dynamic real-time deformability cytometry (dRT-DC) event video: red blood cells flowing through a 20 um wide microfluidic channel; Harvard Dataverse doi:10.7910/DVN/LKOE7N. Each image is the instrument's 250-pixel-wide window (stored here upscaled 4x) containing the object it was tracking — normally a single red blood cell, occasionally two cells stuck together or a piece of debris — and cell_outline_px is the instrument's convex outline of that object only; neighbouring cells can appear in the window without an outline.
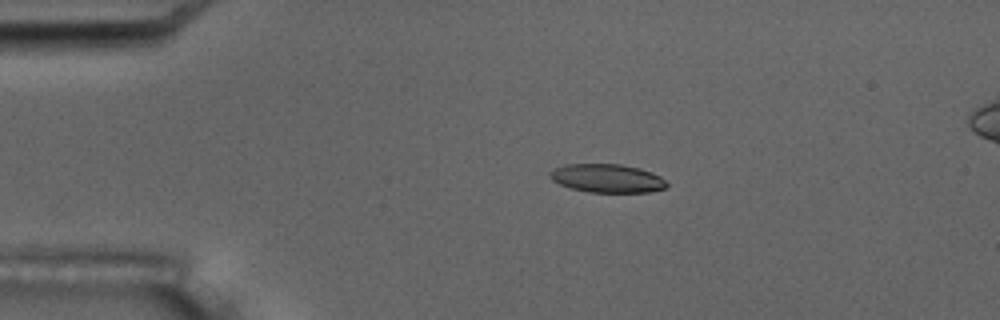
{"species": "common noctule bat (a hibernating species)", "species_latin": "Nyctalus noctula", "temperature_condition": "room temperature", "stored_images_in_passage": 5, "camera_frame_rate_fps": 3000, "um_per_image_px": 0.085, "animal": {"sex": "male", "body_mass_g": 17.5, "forearm_length_mm": 52.3}, "frame": {"image": 1, "passage_image": 3, "time_ms": 3.333, "image_size_px": [1000, 320], "cell_outline_px": [[668, 184], [664, 188], [648, 192], [588, 192], [572, 188], [560, 184], [552, 180], [548, 176], [548, 172], [564, 164], [620, 164], [640, 168], [652, 172], [660, 176]], "centroid_in_image_um": [51.59, 15.15], "position_along_channel_um": 33.4, "area_um2": 19.36}}